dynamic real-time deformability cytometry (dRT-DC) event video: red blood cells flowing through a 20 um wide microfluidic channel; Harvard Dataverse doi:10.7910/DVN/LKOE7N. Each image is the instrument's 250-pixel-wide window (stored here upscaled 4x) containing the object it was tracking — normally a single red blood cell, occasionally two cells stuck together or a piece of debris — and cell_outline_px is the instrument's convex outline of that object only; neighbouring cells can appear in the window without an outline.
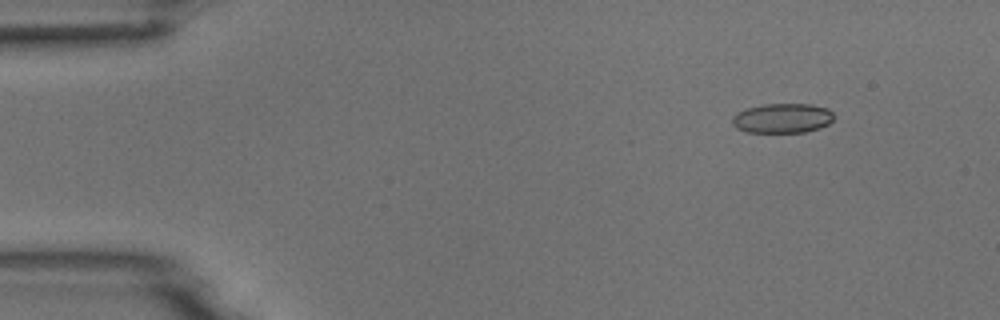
{"species": "common noctule bat (a hibernating species)", "species_latin": "Nyctalus noctula", "temperature_condition": "room temperature", "stored_images_in_passage": 5, "camera_frame_rate_fps": 3000, "um_per_image_px": 0.085, "animal": {"sex": "male", "body_mass_g": 18.8}, "frame": {"image": 1, "passage_image": 1, "time_ms": 0.0, "image_size_px": [1000, 320], "cell_outline_px": [[832, 120], [828, 124], [820, 128], [804, 132], [748, 132], [736, 128], [732, 124], [732, 116], [736, 112], [748, 108], [764, 104], [812, 104], [828, 108], [832, 112]], "centroid_in_image_um": [66.49, 10.04], "position_along_channel_um": 18.5, "area_um2": 17.57}}
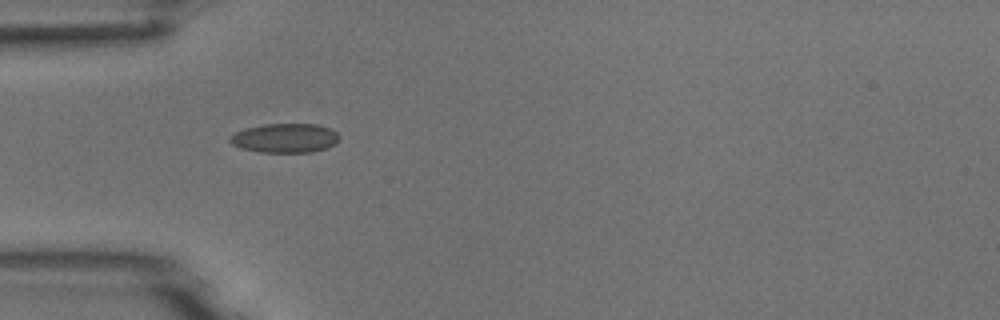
{"frame": {"image": 2, "passage_image": 4, "time_ms": 1.0, "image_size_px": [1000, 320], "cell_outline_px": [[340, 136], [328, 148], [312, 152], [260, 152], [240, 148], [232, 144], [228, 140], [228, 136], [244, 128], [264, 124], [316, 124], [328, 128], [336, 132]], "centroid_in_image_um": [24.17, 11.73], "position_along_channel_um": 60.8, "area_um2": 18.61}}